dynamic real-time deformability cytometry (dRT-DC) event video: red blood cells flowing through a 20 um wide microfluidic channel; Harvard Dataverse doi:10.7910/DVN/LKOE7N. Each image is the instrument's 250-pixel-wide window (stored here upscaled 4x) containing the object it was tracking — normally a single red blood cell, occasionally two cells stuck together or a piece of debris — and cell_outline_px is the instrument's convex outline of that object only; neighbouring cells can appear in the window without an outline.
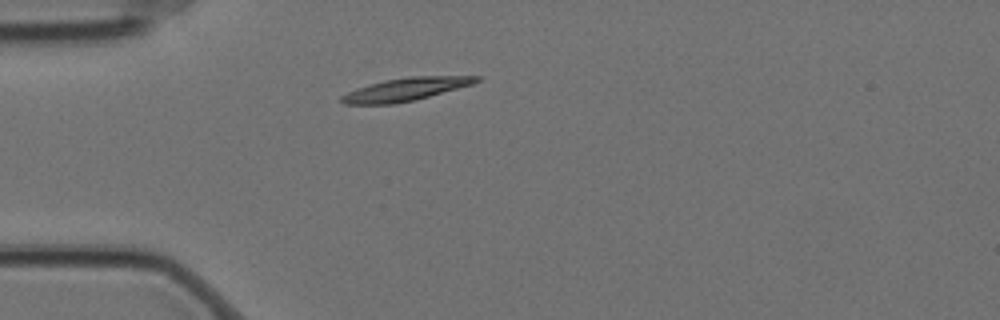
{"species": "Egyptian fruit bat (a non-hibernating species)", "species_latin": "Rousettus aegyptiacus", "temperature_condition": "cold", "stored_images_in_passage": 2, "camera_frame_rate_fps": 3000, "um_per_image_px": 0.085, "animal": {"sex": "female"}, "frame": {"image": 1, "passage_image": 2, "time_ms": 0.333, "image_size_px": [1000, 320], "cell_outline_px": [[480, 80], [472, 84], [428, 96], [396, 104], [344, 104], [340, 100], [340, 96], [348, 92], [384, 80], [412, 76], [480, 76]], "centroid_in_image_um": [34.47, 7.59], "position_along_channel_um": 50.5, "area_um2": 17.57}}